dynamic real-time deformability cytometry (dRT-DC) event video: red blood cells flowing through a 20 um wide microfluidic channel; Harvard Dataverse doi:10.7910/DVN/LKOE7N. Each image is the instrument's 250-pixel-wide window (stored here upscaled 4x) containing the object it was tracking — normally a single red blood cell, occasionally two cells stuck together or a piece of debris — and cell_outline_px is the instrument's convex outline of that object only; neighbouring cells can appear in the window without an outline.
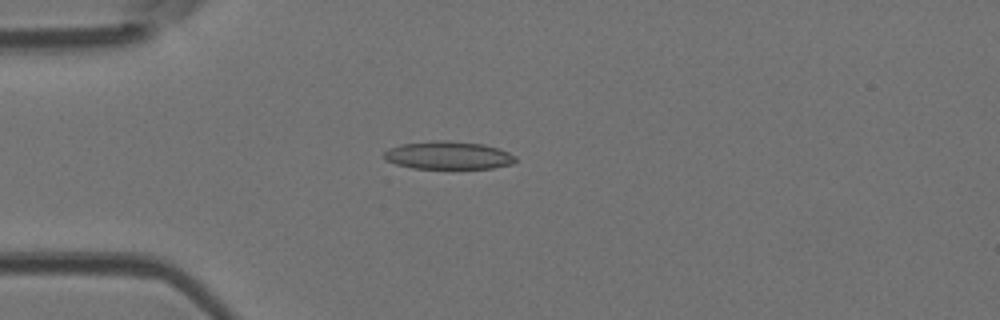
{"species": "Egyptian fruit bat (a non-hibernating species)", "species_latin": "Rousettus aegyptiacus", "temperature_condition": "room temperature", "stored_images_in_passage": 4, "camera_frame_rate_fps": 3000, "um_per_image_px": 0.085, "animal": {"sex": "female"}, "frame": {"image": 1, "passage_image": 4, "time_ms": 1.0, "image_size_px": [1000, 320], "cell_outline_px": [[516, 160], [512, 164], [492, 168], [412, 168], [396, 164], [384, 160], [384, 152], [388, 148], [400, 144], [432, 140], [448, 140], [484, 144], [508, 152], [516, 156]], "centroid_in_image_um": [38.07, 13.19], "position_along_channel_um": 46.9, "area_um2": 21.5}}